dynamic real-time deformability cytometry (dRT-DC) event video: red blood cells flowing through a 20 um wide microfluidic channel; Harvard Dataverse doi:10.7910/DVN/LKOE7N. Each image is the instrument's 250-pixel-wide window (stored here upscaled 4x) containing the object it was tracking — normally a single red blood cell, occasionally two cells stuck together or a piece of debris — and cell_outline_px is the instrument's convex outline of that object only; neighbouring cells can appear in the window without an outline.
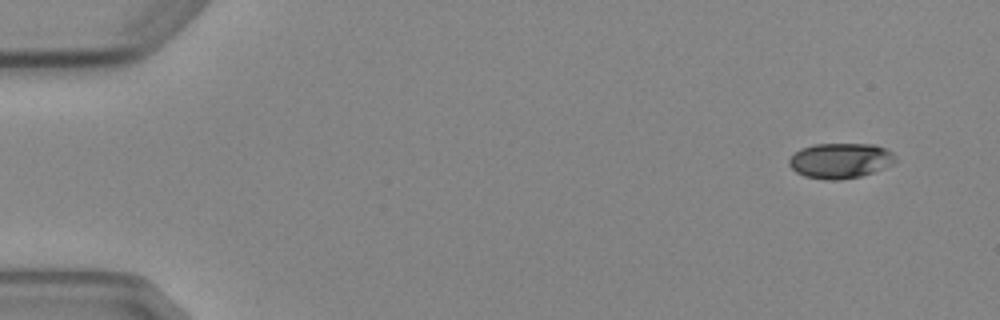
{"species": "Egyptian fruit bat (a non-hibernating species)", "species_latin": "Rousettus aegyptiacus", "temperature_condition": "cold", "stored_images_in_passage": 7, "camera_frame_rate_fps": 3000, "um_per_image_px": 0.085, "animal": {"sex": "female"}, "frame": {"image": 1, "passage_image": 1, "time_ms": 0.0, "image_size_px": [1000, 320], "cell_outline_px": [[896, 160], [892, 164], [872, 172], [860, 176], [840, 180], [824, 180], [804, 176], [796, 172], [788, 164], [788, 160], [800, 148], [816, 144], [876, 144], [892, 152]], "centroid_in_image_um": [71.4, 13.65], "position_along_channel_um": 13.6, "area_um2": 21.79}}
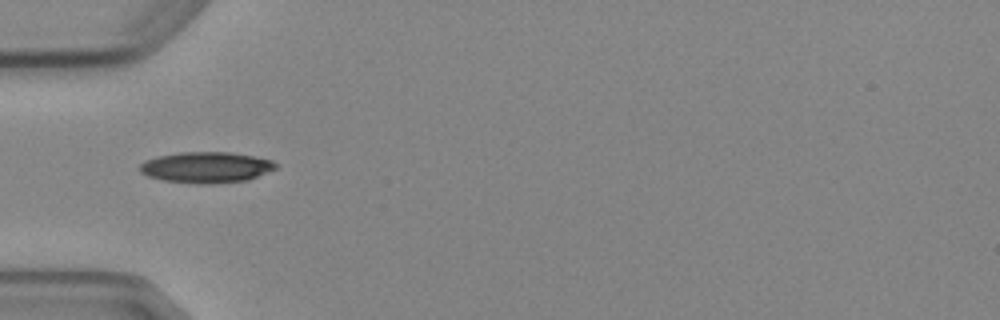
{"frame": {"image": 2, "passage_image": 5, "time_ms": 4.667, "image_size_px": [1000, 320], "cell_outline_px": [[276, 168], [248, 180], [212, 184], [196, 184], [164, 180], [148, 176], [140, 172], [140, 164], [144, 160], [156, 156], [180, 152], [228, 152], [252, 156], [272, 160], [276, 164]], "centroid_in_image_um": [17.49, 14.22], "position_along_channel_um": 67.5, "area_um2": 24.51}}
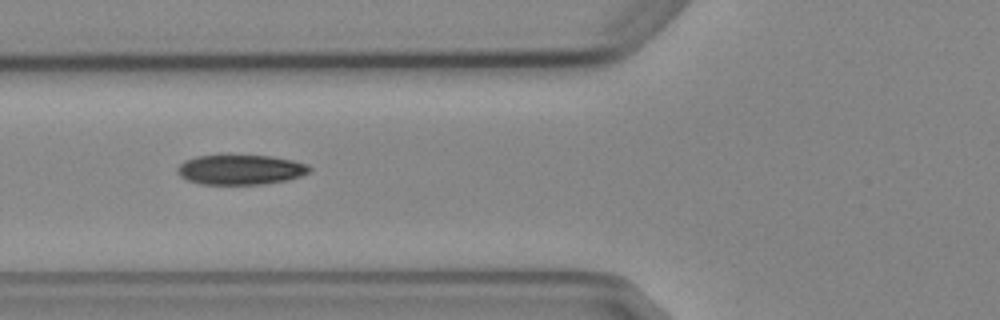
{"frame": {"image": 3, "passage_image": 6, "time_ms": 5.667, "image_size_px": [1000, 320], "cell_outline_px": [[312, 172], [288, 180], [264, 184], [200, 184], [188, 180], [180, 176], [176, 172], [176, 168], [184, 160], [196, 156], [272, 156], [292, 160], [308, 164], [312, 168]], "centroid_in_image_um": [20.46, 14.43], "position_along_channel_um": 105.3, "area_um2": 23.06}}